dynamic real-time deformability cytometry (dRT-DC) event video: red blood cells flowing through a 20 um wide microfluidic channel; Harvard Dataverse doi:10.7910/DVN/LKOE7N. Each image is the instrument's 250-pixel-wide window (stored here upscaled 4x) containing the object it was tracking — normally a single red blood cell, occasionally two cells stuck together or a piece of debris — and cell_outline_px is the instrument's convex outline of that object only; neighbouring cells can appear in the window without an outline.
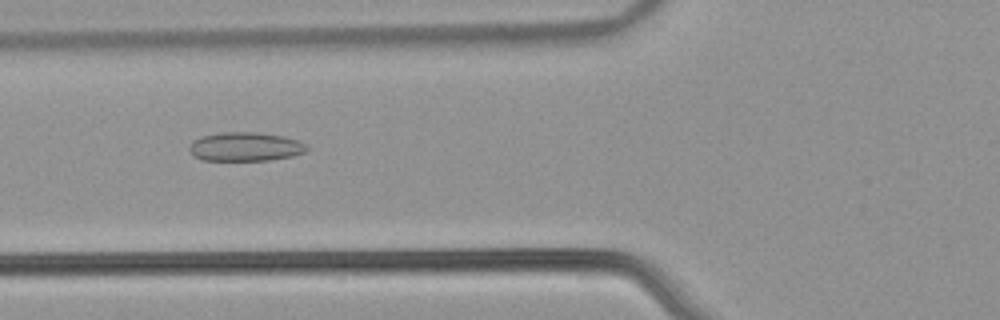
{"species": "common noctule bat (a hibernating species)", "species_latin": "Nyctalus noctula", "temperature_condition": "warm", "stored_images_in_passage": 53, "camera_frame_rate_fps": 3000, "um_per_image_px": 0.085, "animal": {"sex": "male", "body_mass_g": 21.5, "forearm_length_mm": 52.0}, "frame": {"image": 1, "passage_image": 21, "time_ms": 6.667, "image_size_px": [1000, 320], "cell_outline_px": [[308, 148], [304, 152], [292, 156], [268, 160], [200, 160], [192, 156], [188, 148], [192, 140], [204, 136], [220, 132], [256, 132], [284, 136], [300, 140]], "centroid_in_image_um": [20.82, 12.47], "position_along_channel_um": 105.0, "area_um2": 19.88}}
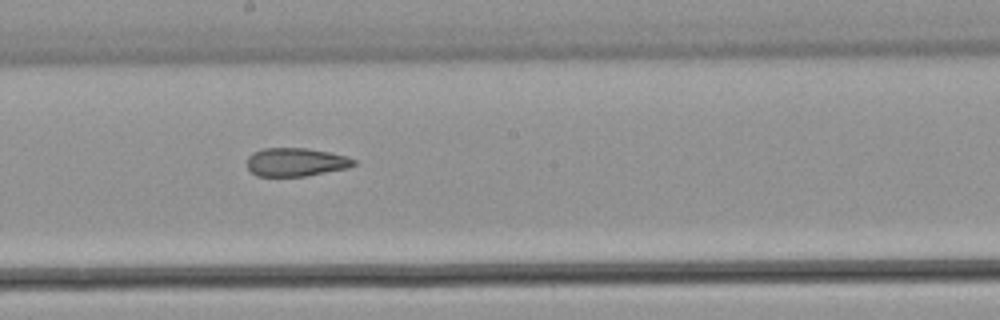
{"frame": {"image": 2, "passage_image": 30, "time_ms": 9.667, "image_size_px": [1000, 320], "cell_outline_px": [[356, 164], [348, 168], [304, 176], [256, 176], [248, 168], [248, 156], [252, 152], [264, 148], [308, 148], [332, 152], [356, 160]], "centroid_in_image_um": [25.15, 13.77], "position_along_channel_um": 223.1, "area_um2": 17.69}}
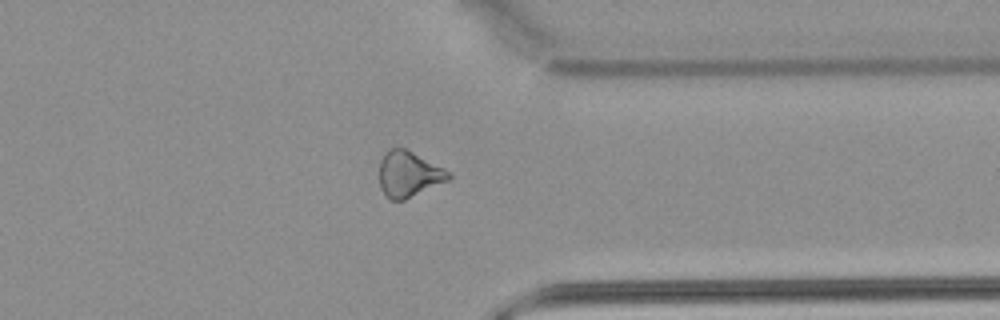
{"frame": {"image": 3, "passage_image": 42, "time_ms": 13.667, "image_size_px": [1000, 320], "cell_outline_px": [[452, 176], [448, 180], [404, 200], [388, 200], [380, 188], [380, 160], [384, 152], [388, 148], [404, 148], [444, 168]], "centroid_in_image_um": [34.7, 14.8], "position_along_channel_um": 376.7, "area_um2": 18.32}, "authors_computed_cell_mechanics": {"area_um2": 20.3456, "velocity_mm_per_s": 3.932, "shape_relaxation_time_tau1_ms": null, "shape_relaxation_time_tau2_ms": 3.6797, "deformation_change_tau1": null, "deformation_change_tau2": 0.1259}}